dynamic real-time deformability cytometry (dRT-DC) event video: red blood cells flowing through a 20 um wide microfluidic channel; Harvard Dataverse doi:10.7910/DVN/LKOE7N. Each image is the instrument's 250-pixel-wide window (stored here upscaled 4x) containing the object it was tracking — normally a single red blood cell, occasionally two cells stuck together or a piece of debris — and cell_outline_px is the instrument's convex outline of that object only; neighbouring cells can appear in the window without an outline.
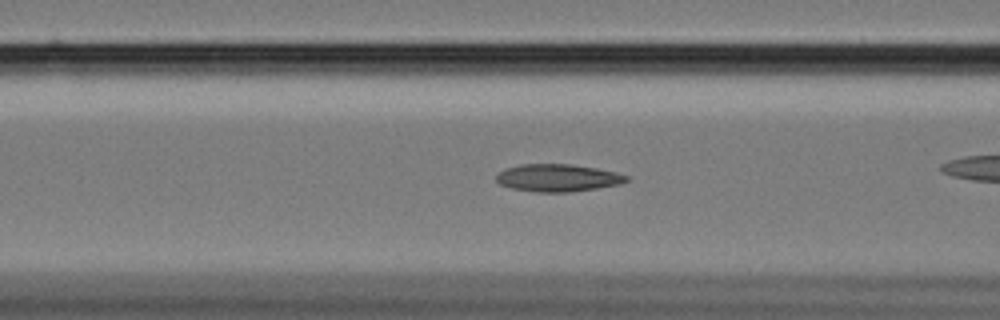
{"species": "Egyptian fruit bat (a non-hibernating species)", "species_latin": "Rousettus aegyptiacus", "temperature_condition": "cold", "stored_images_in_passage": 47, "camera_frame_rate_fps": 3000, "um_per_image_px": 0.085, "animal": {"sex": "female"}, "frame": {"image": 1, "passage_image": 23, "time_ms": 7.333, "image_size_px": [1000, 320], "cell_outline_px": [[632, 180], [620, 184], [596, 188], [568, 192], [536, 192], [512, 188], [500, 184], [496, 180], [496, 176], [504, 168], [520, 164], [572, 164], [596, 168], [616, 172], [628, 176]], "centroid_in_image_um": [47.43, 15.11], "position_along_channel_um": 119.2, "area_um2": 20.87}}
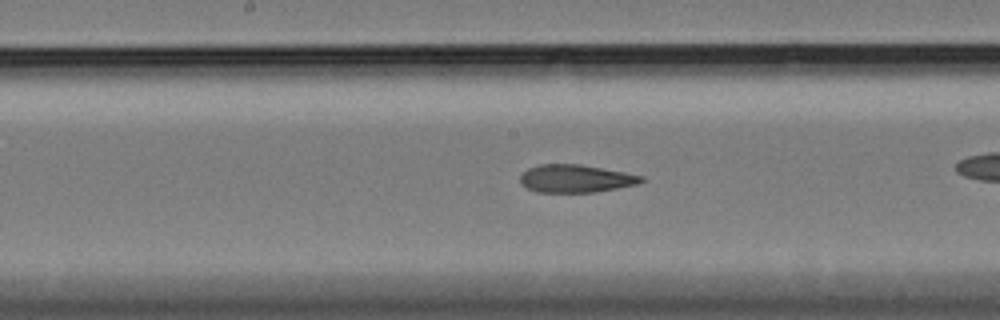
{"frame": {"image": 2, "passage_image": 30, "time_ms": 9.667, "image_size_px": [1000, 320], "cell_outline_px": [[644, 180], [636, 184], [596, 192], [536, 192], [520, 184], [520, 176], [528, 168], [540, 164], [580, 164], [624, 172], [644, 176]], "centroid_in_image_um": [48.91, 15.18], "position_along_channel_um": 199.3, "area_um2": 19.54}}
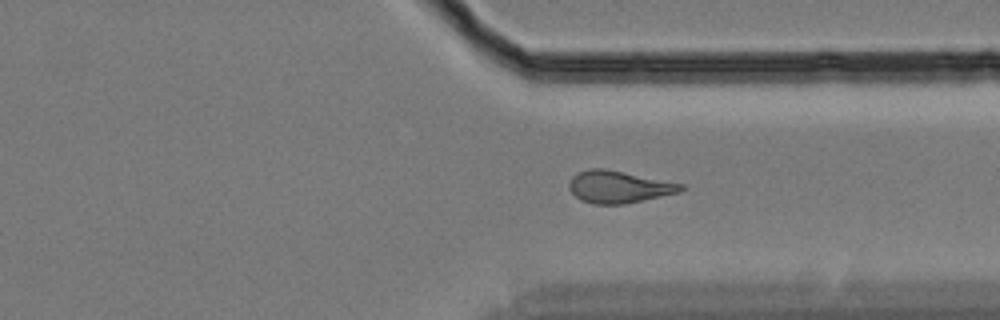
{"frame": {"image": 3, "passage_image": 44, "time_ms": 14.333, "image_size_px": [1000, 320], "cell_outline_px": [[688, 188], [680, 192], [620, 204], [596, 204], [580, 200], [568, 188], [568, 184], [572, 176], [588, 168], [604, 168], [684, 184]], "centroid_in_image_um": [52.59, 15.87], "position_along_channel_um": 358.8, "area_um2": 20.75}}